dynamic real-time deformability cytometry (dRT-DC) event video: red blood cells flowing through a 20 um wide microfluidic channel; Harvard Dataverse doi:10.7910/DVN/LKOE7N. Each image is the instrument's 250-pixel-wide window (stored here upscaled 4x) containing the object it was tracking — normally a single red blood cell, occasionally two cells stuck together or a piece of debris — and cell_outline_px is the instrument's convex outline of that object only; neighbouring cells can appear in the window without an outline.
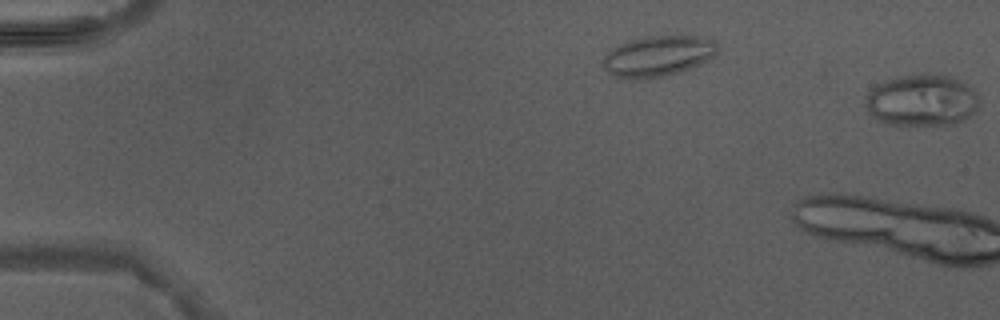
{"species": "Egyptian fruit bat (a non-hibernating species)", "species_latin": "Rousettus aegyptiacus", "temperature_condition": "warm", "stored_images_in_passage": 2, "segment_of_instrument_passage": [2, 2], "camera_frame_rate_fps": 3000, "um_per_image_px": 0.085, "animal": {"sex": "male"}, "frame": {"image": 1, "passage_image": 2, "time_ms": 1.333, "image_size_px": [1000, 320], "cell_outline_px": [[980, 104], [968, 116], [956, 124], [888, 124], [872, 116], [868, 112], [864, 100], [864, 96], [872, 88], [884, 80], [900, 76], [920, 72], [928, 72], [948, 76], [960, 80], [972, 88], [980, 96]], "centroid_in_image_um": [78.34, 8.49], "position_along_channel_um": 6.7, "area_um2": 34.56}}